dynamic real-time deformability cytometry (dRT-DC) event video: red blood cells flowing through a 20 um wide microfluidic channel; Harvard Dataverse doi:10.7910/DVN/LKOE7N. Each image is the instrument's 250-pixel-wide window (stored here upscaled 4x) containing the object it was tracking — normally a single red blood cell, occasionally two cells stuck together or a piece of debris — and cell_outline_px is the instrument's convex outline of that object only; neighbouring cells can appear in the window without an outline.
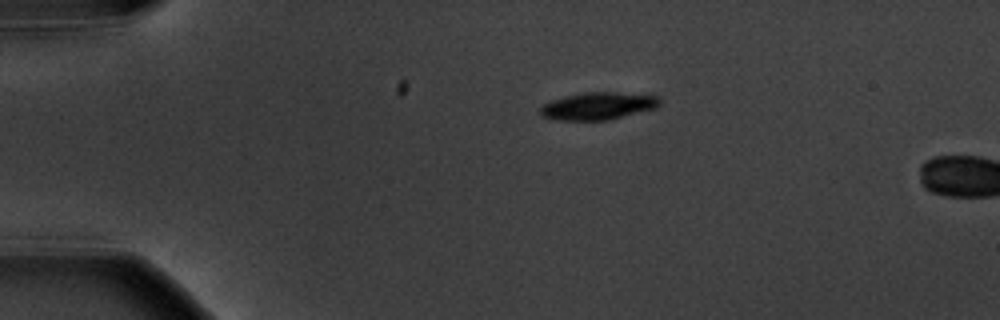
{"species": "common noctule bat (a hibernating species)", "species_latin": "Nyctalus noctula", "temperature_condition": "warm", "stored_images_in_passage": 2, "camera_frame_rate_fps": 3000, "um_per_image_px": 0.085, "animal": {"sex": "male", "body_mass_g": 20.1, "forearm_length_mm": 53.5}, "frame": {"image": 1, "passage_image": 1, "time_ms": 0.0, "image_size_px": [1000, 320], "cell_outline_px": [[660, 104], [656, 108], [608, 120], [556, 120], [540, 116], [540, 108], [544, 104], [552, 100], [584, 92], [616, 92], [656, 96], [660, 100]], "centroid_in_image_um": [50.82, 9.02], "position_along_channel_um": 34.2, "area_um2": 18.9}}